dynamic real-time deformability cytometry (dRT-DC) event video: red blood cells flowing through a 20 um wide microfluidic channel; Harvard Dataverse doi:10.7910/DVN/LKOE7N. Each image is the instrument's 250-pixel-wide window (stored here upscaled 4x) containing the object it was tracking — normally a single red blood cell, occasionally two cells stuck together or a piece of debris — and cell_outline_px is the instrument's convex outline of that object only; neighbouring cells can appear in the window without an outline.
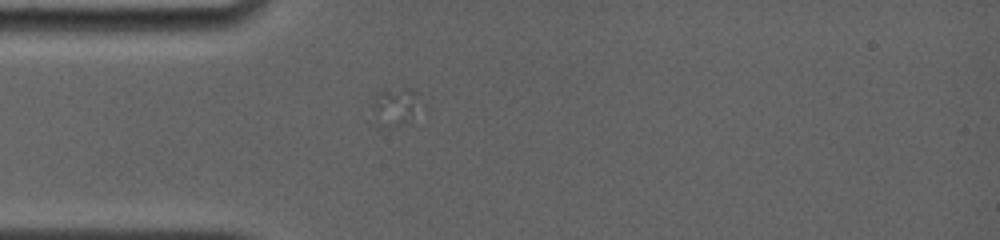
{"species": "common noctule bat (a hibernating species)", "species_latin": "Nyctalus noctula", "temperature_condition": "room temperature", "stored_images_in_passage": 3, "camera_frame_rate_fps": 4000, "um_per_image_px": 0.085, "animal": {"sex": "female", "body_mass_g": 19.0, "forearm_length_mm": 56.7}, "frame": {"image": 1, "passage_image": 3, "time_ms": 1.75, "image_size_px": [1000, 240], "cell_outline_px": [[428, 108], [396, 128], [380, 128], [368, 124], [364, 120], [376, 92], [384, 88], [408, 88]], "centroid_in_image_um": [33.45, 9.17], "position_along_channel_um": 51.6, "area_um2": 12.72}}